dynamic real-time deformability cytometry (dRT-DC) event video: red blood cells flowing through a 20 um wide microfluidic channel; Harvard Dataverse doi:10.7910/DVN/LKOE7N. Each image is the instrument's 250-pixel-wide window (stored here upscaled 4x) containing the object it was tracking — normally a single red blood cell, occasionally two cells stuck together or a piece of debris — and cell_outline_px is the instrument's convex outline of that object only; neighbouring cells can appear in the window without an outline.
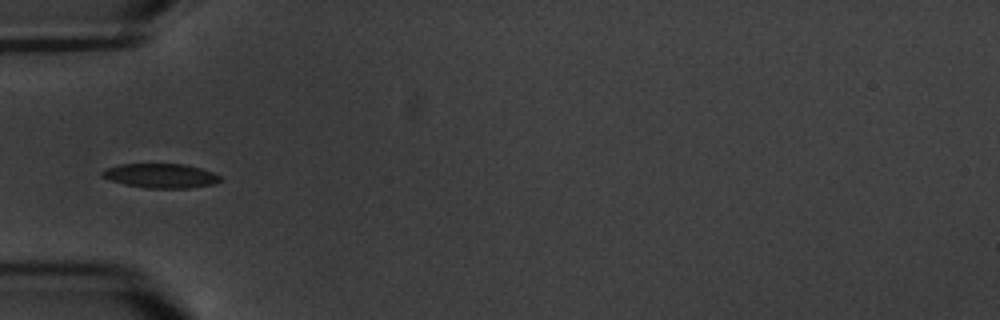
{"species": "common noctule bat (a hibernating species)", "species_latin": "Nyctalus noctula", "temperature_condition": "warm", "stored_images_in_passage": 8, "camera_frame_rate_fps": 3000, "um_per_image_px": 0.085, "animal": {"sex": "male", "body_mass_g": 20.1, "forearm_length_mm": 53.5}, "frame": {"image": 1, "passage_image": 3, "time_ms": 2.333, "image_size_px": [1000, 320], "cell_outline_px": [[224, 180], [212, 184], [188, 188], [148, 188], [124, 184], [100, 176], [100, 172], [108, 168], [120, 164], [184, 164], [200, 168], [224, 176]], "centroid_in_image_um": [13.71, 14.94], "position_along_channel_um": 71.3, "area_um2": 16.76}}
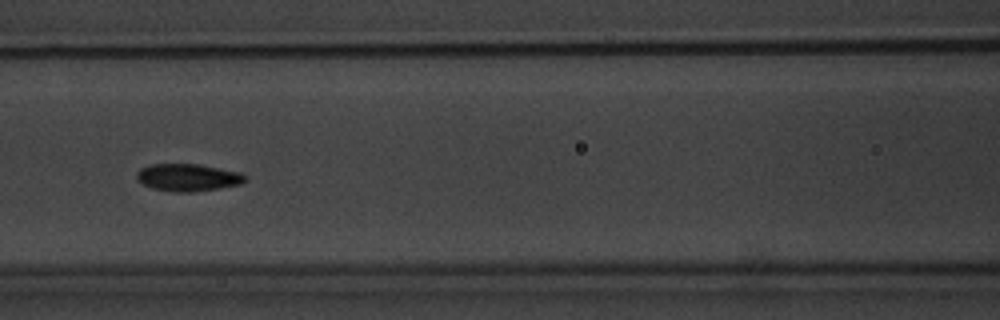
{"frame": {"image": 2, "passage_image": 5, "time_ms": 4.667, "image_size_px": [1000, 320], "cell_outline_px": [[244, 180], [240, 184], [220, 188], [192, 192], [176, 192], [152, 188], [136, 180], [136, 172], [140, 168], [148, 164], [196, 164], [240, 172], [244, 176]], "centroid_in_image_um": [15.9, 15.08], "position_along_channel_um": 150.7, "area_um2": 17.17}}